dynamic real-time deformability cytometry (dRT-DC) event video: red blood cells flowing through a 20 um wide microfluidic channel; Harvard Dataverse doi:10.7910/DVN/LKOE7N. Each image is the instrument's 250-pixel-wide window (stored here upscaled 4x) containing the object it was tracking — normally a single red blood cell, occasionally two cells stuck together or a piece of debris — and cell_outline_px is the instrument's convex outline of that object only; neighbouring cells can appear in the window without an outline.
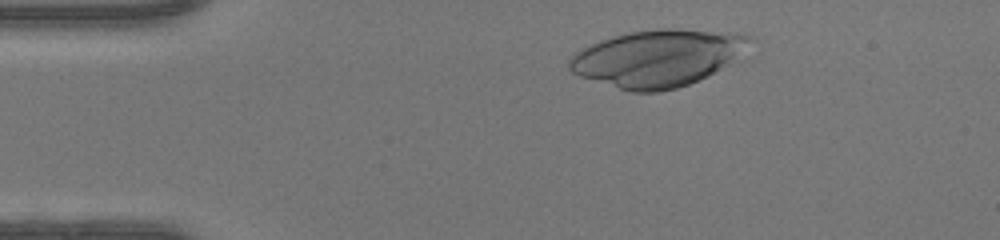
{"species": "human", "species_latin": "Homo sapiens", "temperature_condition": "warm", "stored_images_in_passage": 35, "camera_frame_rate_fps": 3000, "um_per_image_px": 0.085, "donor": {"sex": "female"}, "frame": {"image": 1, "passage_image": 4, "time_ms": 1.0, "image_size_px": [1000, 240], "cell_outline_px": [[756, 40], [732, 64], [708, 76], [688, 84], [676, 88], [656, 92], [632, 92], [580, 76], [572, 72], [568, 68], [568, 60], [576, 52], [588, 44], [612, 36], [628, 32], [656, 28], [676, 28], [736, 32], [752, 36]], "centroid_in_image_um": [55.97, 4.91], "position_along_channel_um": 29.0, "area_um2": 60.57}}